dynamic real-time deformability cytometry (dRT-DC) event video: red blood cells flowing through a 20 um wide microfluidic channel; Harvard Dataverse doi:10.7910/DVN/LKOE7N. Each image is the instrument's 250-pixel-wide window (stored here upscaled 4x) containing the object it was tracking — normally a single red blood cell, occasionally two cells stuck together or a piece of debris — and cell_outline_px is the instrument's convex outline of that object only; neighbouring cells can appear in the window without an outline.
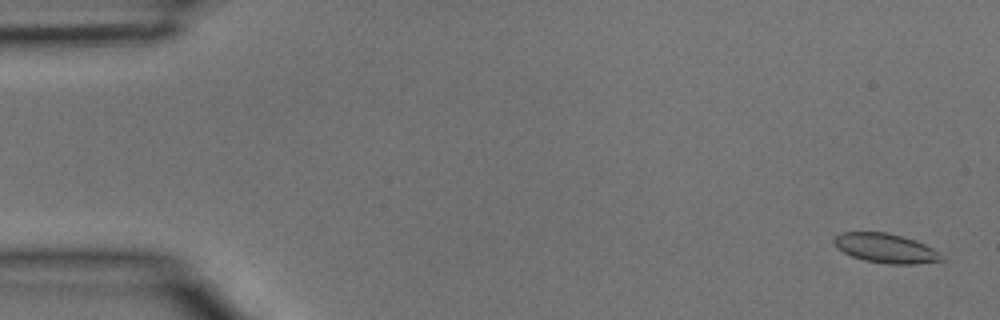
{"species": "common noctule bat (a hibernating species)", "species_latin": "Nyctalus noctula", "temperature_condition": "room temperature", "stored_images_in_passage": 41, "camera_frame_rate_fps": 3000, "um_per_image_px": 0.085, "animal": {"sex": "male", "body_mass_g": 15.6}, "frame": {"image": 1, "passage_image": 2, "time_ms": 0.333, "image_size_px": [1000, 320], "cell_outline_px": [[944, 260], [916, 264], [888, 264], [864, 260], [852, 256], [836, 248], [832, 240], [840, 232], [888, 232], [924, 244], [932, 248]], "centroid_in_image_um": [75.21, 21.1], "position_along_channel_um": 9.8, "area_um2": 18.15}}
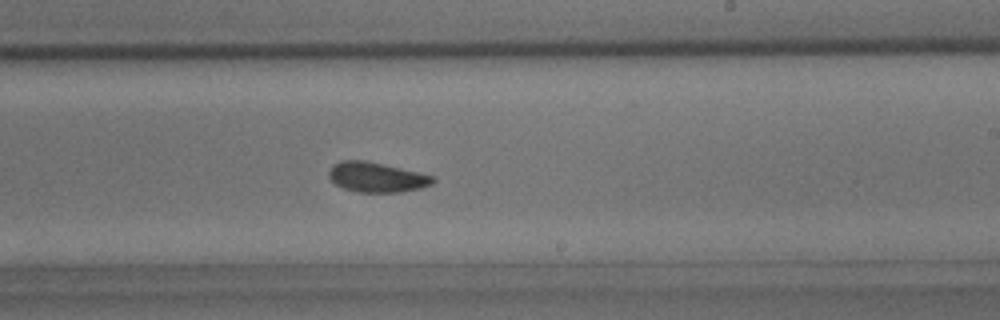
{"frame": {"image": 2, "passage_image": 24, "time_ms": 7.667, "image_size_px": [1000, 320], "cell_outline_px": [[436, 180], [432, 184], [420, 188], [400, 192], [360, 192], [344, 188], [336, 184], [328, 176], [328, 172], [332, 164], [340, 160], [364, 160], [436, 176]], "centroid_in_image_um": [32.01, 15.05], "position_along_channel_um": 257.0, "area_um2": 18.09}}
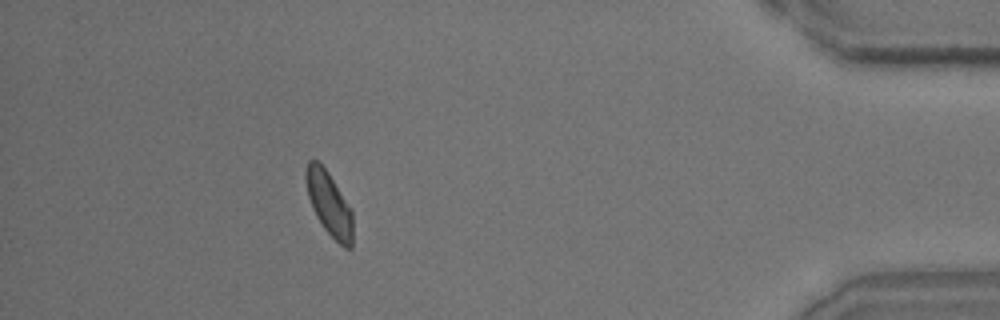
{"frame": {"image": 3, "passage_image": 36, "time_ms": 11.667, "image_size_px": [1000, 320], "cell_outline_px": [[352, 248], [344, 248], [324, 228], [316, 216], [312, 208], [308, 196], [304, 176], [304, 168], [308, 160], [316, 160], [328, 172], [352, 208]], "centroid_in_image_um": [27.96, 17.29], "position_along_channel_um": 407.2, "area_um2": 17.57}}